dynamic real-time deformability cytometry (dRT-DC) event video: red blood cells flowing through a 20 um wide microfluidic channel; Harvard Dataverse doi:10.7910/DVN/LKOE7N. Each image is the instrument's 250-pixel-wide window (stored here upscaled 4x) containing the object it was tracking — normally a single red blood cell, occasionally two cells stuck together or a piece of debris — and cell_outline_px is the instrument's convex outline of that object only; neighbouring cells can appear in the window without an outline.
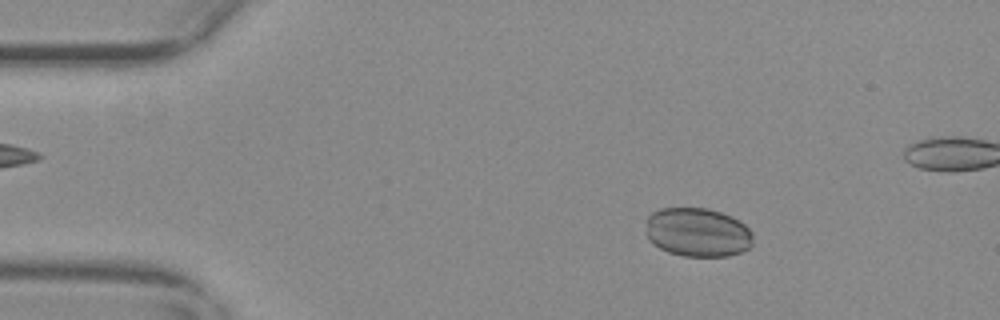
{"species": "common noctule bat (a hibernating species)", "species_latin": "Nyctalus noctula", "temperature_condition": "warm", "stored_images_in_passage": 52, "camera_frame_rate_fps": 3000, "um_per_image_px": 0.085, "animal": {"sex": "female", "body_mass_g": 29.2, "forearm_length_mm": 56.3}, "frame": {"image": 1, "passage_image": 9, "time_ms": 2.667, "image_size_px": [1000, 320], "cell_outline_px": [[752, 244], [748, 248], [740, 252], [728, 256], [684, 256], [668, 252], [652, 244], [648, 240], [648, 216], [652, 212], [660, 208], [708, 208], [732, 216], [744, 224], [752, 232]], "centroid_in_image_um": [59.3, 19.74], "position_along_channel_um": 25.7, "area_um2": 30.52}}
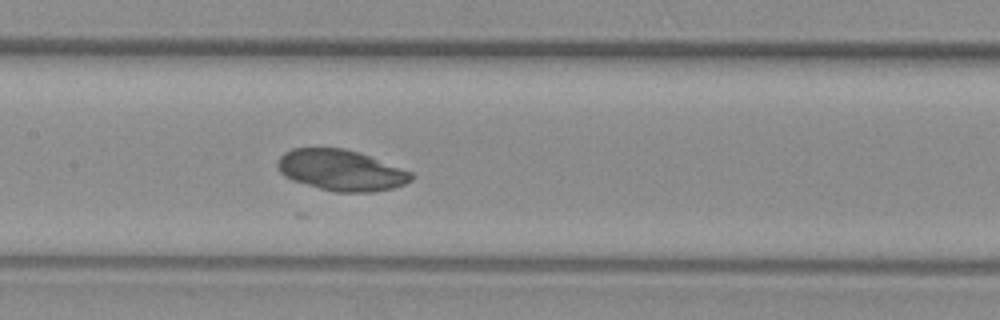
{"frame": {"image": 2, "passage_image": 27, "time_ms": 8.667, "image_size_px": [1000, 320], "cell_outline_px": [[416, 176], [412, 180], [404, 184], [392, 188], [372, 192], [336, 192], [320, 188], [292, 180], [284, 176], [276, 168], [276, 164], [280, 156], [284, 152], [292, 148], [344, 148], [368, 156], [412, 172]], "centroid_in_image_um": [28.96, 14.47], "position_along_channel_um": 178.4, "area_um2": 31.73}}
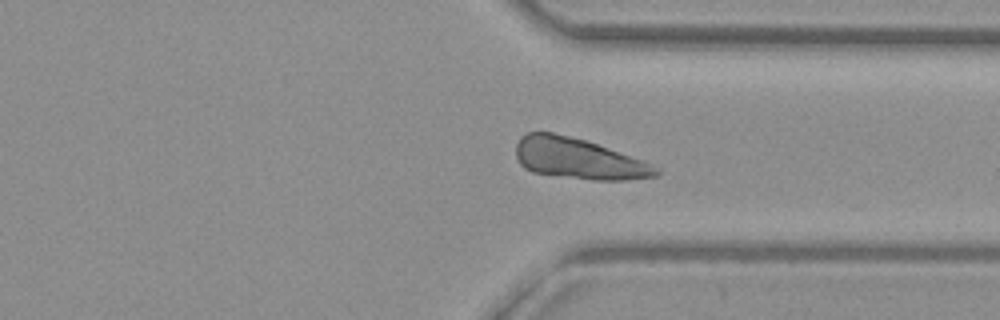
{"frame": {"image": 3, "passage_image": 42, "time_ms": 13.667, "image_size_px": [1000, 320], "cell_outline_px": [[660, 172], [656, 176], [624, 180], [592, 180], [532, 172], [524, 168], [520, 164], [516, 156], [516, 144], [520, 136], [528, 132], [552, 132], [584, 140], [644, 160], [660, 168]], "centroid_in_image_um": [49.16, 13.49], "position_along_channel_um": 362.2, "area_um2": 33.23}}